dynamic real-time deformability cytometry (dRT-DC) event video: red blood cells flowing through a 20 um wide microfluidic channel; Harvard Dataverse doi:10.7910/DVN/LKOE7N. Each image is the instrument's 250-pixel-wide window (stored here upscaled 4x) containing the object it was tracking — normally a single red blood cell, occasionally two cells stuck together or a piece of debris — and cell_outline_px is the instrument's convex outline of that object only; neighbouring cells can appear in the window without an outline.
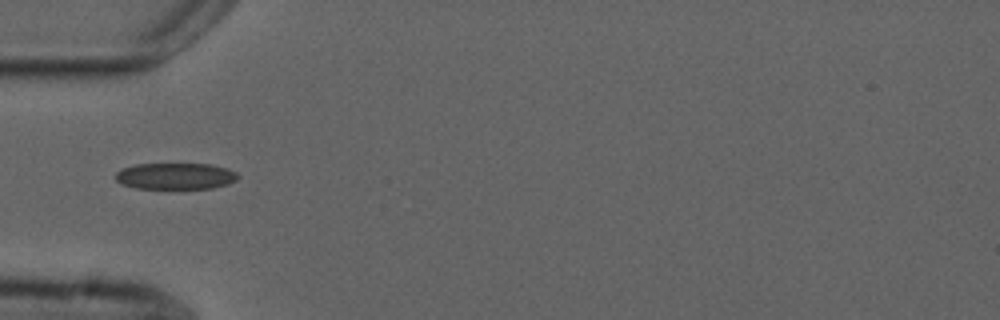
{"species": "common noctule bat (a hibernating species)", "species_latin": "Nyctalus noctula", "temperature_condition": "cold", "stored_images_in_passage": 5, "camera_frame_rate_fps": 3000, "um_per_image_px": 0.085, "animal": {"sex": "male", "forearm_length_mm": 52.5}, "frame": {"image": 1, "passage_image": 4, "time_ms": 4.333, "image_size_px": [1000, 320], "cell_outline_px": [[240, 176], [236, 180], [228, 184], [212, 188], [136, 188], [120, 184], [116, 180], [116, 172], [124, 168], [136, 164], [212, 164], [228, 168], [236, 172]], "centroid_in_image_um": [14.94, 14.96], "position_along_channel_um": 70.1, "area_um2": 18.84}}
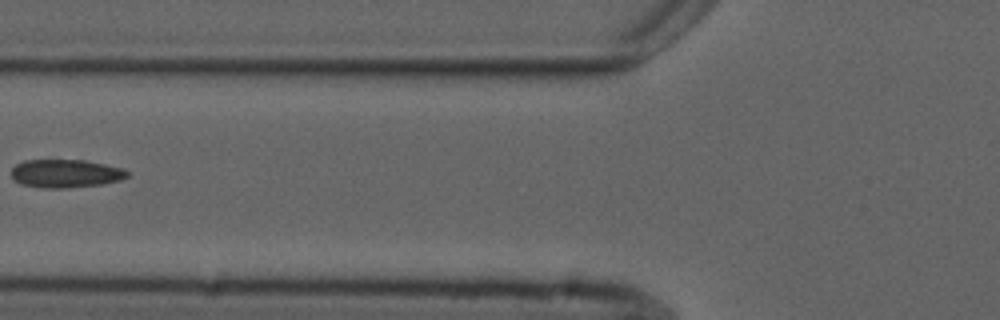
{"frame": {"image": 2, "passage_image": 5, "time_ms": 5.667, "image_size_px": [1000, 320], "cell_outline_px": [[128, 176], [120, 180], [100, 184], [68, 188], [44, 188], [20, 184], [12, 180], [12, 168], [16, 164], [24, 160], [84, 160], [124, 168], [128, 172]], "centroid_in_image_um": [5.55, 14.75], "position_along_channel_um": 120.3, "area_um2": 19.13}}